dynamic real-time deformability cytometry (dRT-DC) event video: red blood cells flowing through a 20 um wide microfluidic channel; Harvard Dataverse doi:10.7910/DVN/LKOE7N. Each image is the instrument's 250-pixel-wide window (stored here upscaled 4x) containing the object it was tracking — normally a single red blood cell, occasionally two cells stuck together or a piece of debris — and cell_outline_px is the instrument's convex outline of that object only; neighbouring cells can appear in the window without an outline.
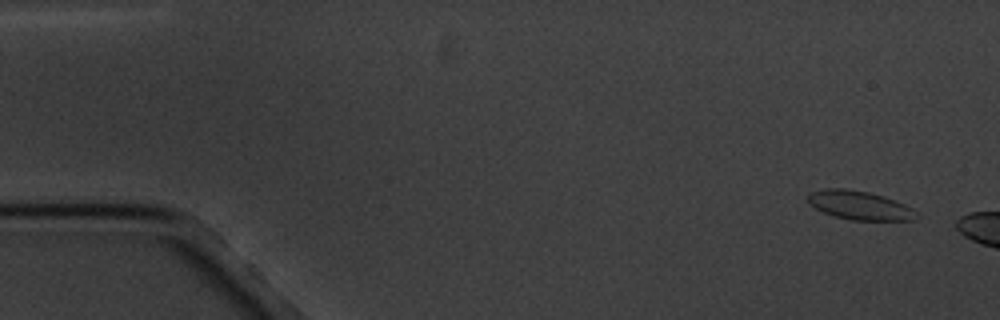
{"species": "common noctule bat (a hibernating species)", "species_latin": "Nyctalus noctula", "temperature_condition": "cold", "stored_images_in_passage": 4, "camera_frame_rate_fps": 3000, "um_per_image_px": 0.085, "animal": {"sex": "male", "body_mass_g": 20.1, "forearm_length_mm": 53.5}, "frame": {"image": 1, "passage_image": 1, "time_ms": 0.0, "image_size_px": [1000, 320], "cell_outline_px": [[916, 220], [852, 220], [836, 216], [824, 212], [808, 204], [808, 192], [828, 188], [848, 188], [868, 192], [884, 196], [904, 204], [912, 208], [916, 212]], "centroid_in_image_um": [73.04, 17.44], "position_along_channel_um": 12.0, "area_um2": 18.15}}